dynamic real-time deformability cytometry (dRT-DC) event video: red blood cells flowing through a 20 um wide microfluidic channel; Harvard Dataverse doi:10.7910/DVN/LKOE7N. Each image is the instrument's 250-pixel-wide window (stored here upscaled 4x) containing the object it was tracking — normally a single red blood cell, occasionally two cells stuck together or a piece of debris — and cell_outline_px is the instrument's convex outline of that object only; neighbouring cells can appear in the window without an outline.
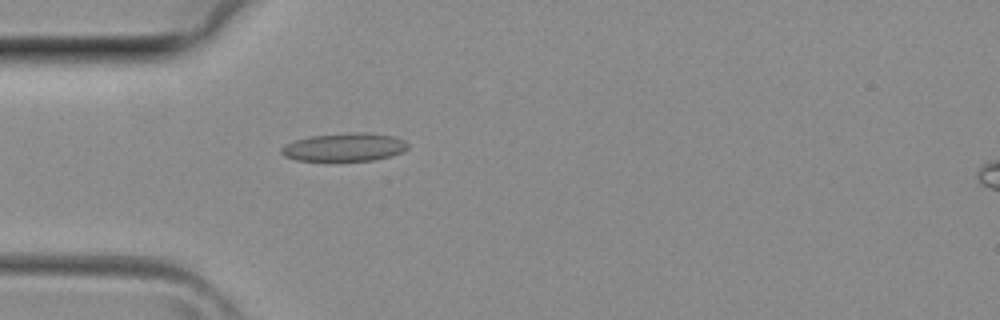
{"species": "common noctule bat (a hibernating species)", "species_latin": "Nyctalus noctula", "temperature_condition": "room temperature", "stored_images_in_passage": 34, "camera_frame_rate_fps": 3000, "um_per_image_px": 0.085, "animal": {"sex": "female", "body_mass_g": 29.2, "forearm_length_mm": 56.3}, "frame": {"image": 1, "passage_image": 7, "time_ms": 2.0, "image_size_px": [1000, 320], "cell_outline_px": [[408, 148], [392, 156], [372, 160], [328, 164], [296, 160], [284, 156], [280, 152], [280, 148], [296, 140], [312, 136], [352, 132], [364, 132], [392, 136], [404, 140], [408, 144]], "centroid_in_image_um": [29.23, 12.56], "position_along_channel_um": 55.8, "area_um2": 21.56}}
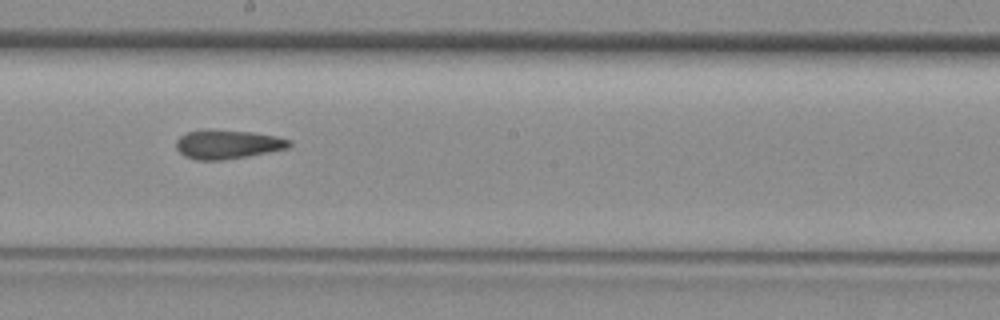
{"frame": {"image": 2, "passage_image": 17, "time_ms": 5.333, "image_size_px": [1000, 320], "cell_outline_px": [[292, 144], [288, 148], [244, 156], [220, 160], [196, 160], [184, 156], [176, 148], [176, 140], [180, 136], [188, 132], [252, 132], [276, 136], [292, 140]], "centroid_in_image_um": [19.37, 12.3], "position_along_channel_um": 228.8, "area_um2": 18.21}}
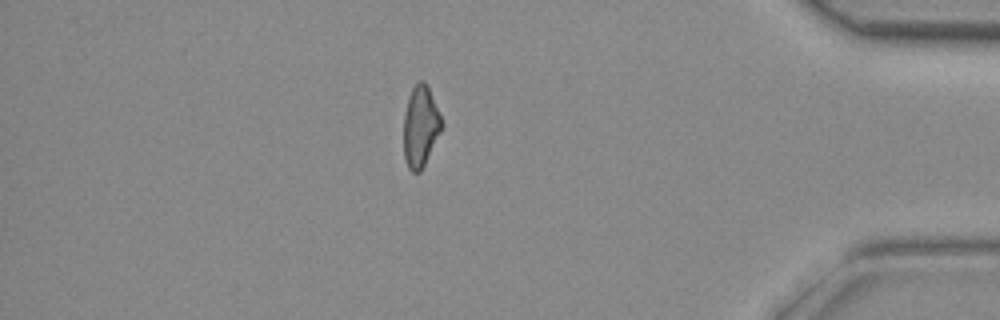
{"frame": {"image": 3, "passage_image": 29, "time_ms": 9.333, "image_size_px": [1000, 320], "cell_outline_px": [[444, 124], [420, 172], [412, 172], [408, 168], [404, 156], [404, 116], [408, 100], [412, 88], [420, 80], [424, 80], [428, 88]], "centroid_in_image_um": [35.73, 10.76], "position_along_channel_um": 399.5, "area_um2": 17.51}}